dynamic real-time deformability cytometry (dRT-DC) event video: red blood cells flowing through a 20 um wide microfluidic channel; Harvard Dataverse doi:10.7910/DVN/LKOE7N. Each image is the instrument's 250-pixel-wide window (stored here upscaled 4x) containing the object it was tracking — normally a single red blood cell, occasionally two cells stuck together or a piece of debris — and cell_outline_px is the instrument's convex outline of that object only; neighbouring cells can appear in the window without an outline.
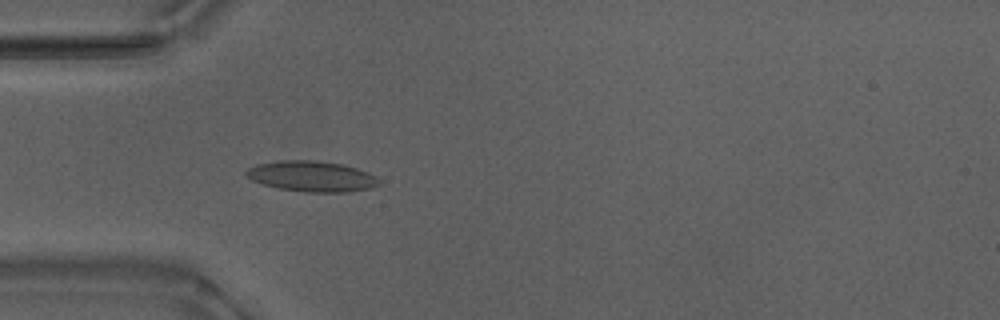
{"species": "Egyptian fruit bat (a non-hibernating species)", "species_latin": "Rousettus aegyptiacus", "temperature_condition": "warm", "stored_images_in_passage": 53, "camera_frame_rate_fps": 3000, "um_per_image_px": 0.085, "animal": {"sex": "male"}, "frame": {"image": 1, "passage_image": 16, "time_ms": 5.0, "image_size_px": [1000, 320], "cell_outline_px": [[380, 184], [372, 188], [348, 192], [304, 192], [280, 188], [264, 184], [252, 180], [244, 176], [244, 172], [248, 168], [256, 164], [280, 160], [316, 160], [344, 164], [368, 172], [376, 176], [380, 180]], "centroid_in_image_um": [26.51, 14.98], "position_along_channel_um": 58.5, "area_um2": 23.93}}
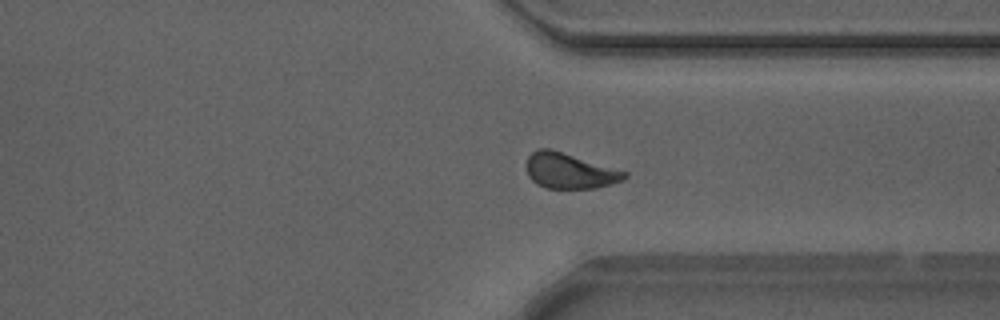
{"frame": {"image": 2, "passage_image": 40, "time_ms": 13.0, "image_size_px": [1000, 320], "cell_outline_px": [[628, 176], [624, 180], [596, 188], [544, 188], [536, 184], [528, 176], [524, 164], [528, 156], [536, 148], [548, 148], [628, 172]], "centroid_in_image_um": [48.36, 14.53], "position_along_channel_um": 363.0, "area_um2": 20.35}}
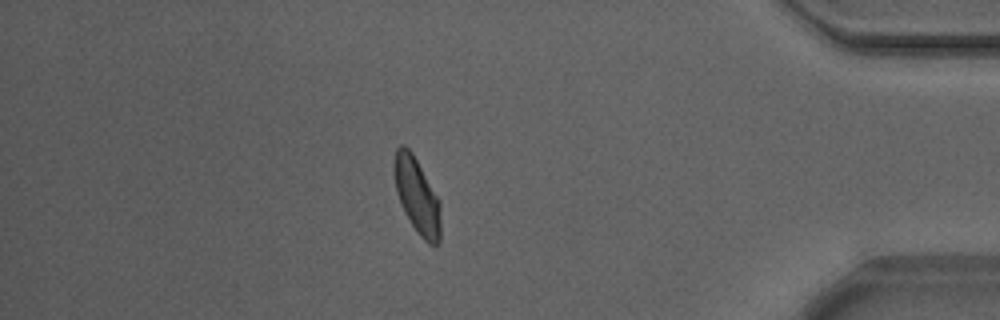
{"frame": {"image": 3, "passage_image": 46, "time_ms": 15.0, "image_size_px": [1000, 320], "cell_outline_px": [[440, 244], [428, 244], [416, 232], [404, 212], [400, 204], [396, 192], [392, 168], [392, 164], [396, 148], [400, 144], [404, 144], [412, 152], [440, 200]], "centroid_in_image_um": [35.42, 16.62], "position_along_channel_um": 399.8, "area_um2": 20.92}, "authors_computed_cell_mechanics": {"area_um2": 20.808, "velocity_mm_per_s": 3.8518, "shape_relaxation_time_tau1_ms": 3.3221, "shape_relaxation_time_tau2_ms": 1.0022, "deformation_change_tau1": 0.1258, "deformation_change_tau2": 0.0627}}